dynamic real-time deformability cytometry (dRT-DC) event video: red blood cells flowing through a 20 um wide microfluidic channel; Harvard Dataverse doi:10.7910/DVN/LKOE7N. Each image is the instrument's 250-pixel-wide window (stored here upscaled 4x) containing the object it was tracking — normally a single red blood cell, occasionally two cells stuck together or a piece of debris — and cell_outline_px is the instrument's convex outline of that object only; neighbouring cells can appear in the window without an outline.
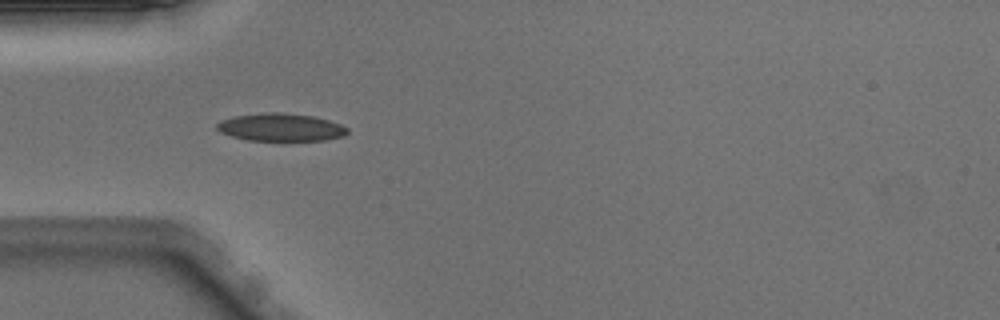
{"species": "Egyptian fruit bat (a non-hibernating species)", "species_latin": "Rousettus aegyptiacus", "temperature_condition": "warm", "stored_images_in_passage": 10, "camera_frame_rate_fps": 3000, "um_per_image_px": 0.085, "animal": {"sex": "male"}, "frame": {"image": 1, "passage_image": 4, "time_ms": 1.0, "image_size_px": [1000, 320], "cell_outline_px": [[348, 132], [344, 136], [324, 140], [248, 140], [232, 136], [220, 132], [216, 128], [216, 124], [220, 120], [232, 116], [260, 112], [280, 112], [312, 116], [328, 120], [340, 124], [348, 128]], "centroid_in_image_um": [23.83, 10.8], "position_along_channel_um": 61.2, "area_um2": 21.15}}
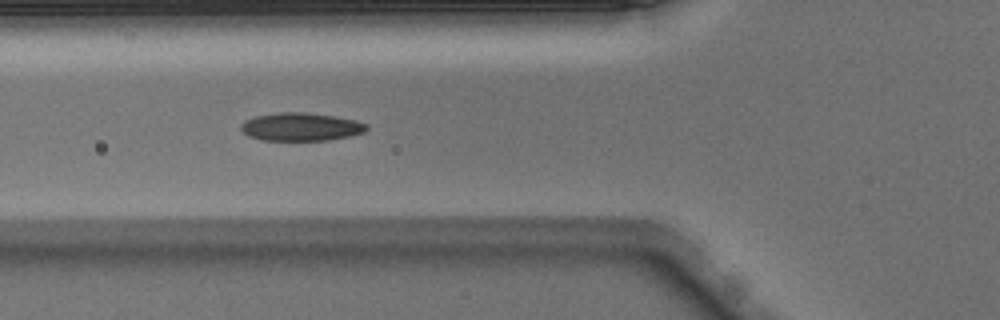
{"frame": {"image": 2, "passage_image": 7, "time_ms": 2.0, "image_size_px": [1000, 320], "cell_outline_px": [[368, 128], [364, 132], [348, 136], [328, 140], [264, 140], [248, 136], [240, 128], [240, 124], [244, 120], [256, 116], [280, 112], [304, 112], [336, 116], [356, 120], [368, 124]], "centroid_in_image_um": [25.58, 10.77], "position_along_channel_um": 100.2, "area_um2": 20.58}}